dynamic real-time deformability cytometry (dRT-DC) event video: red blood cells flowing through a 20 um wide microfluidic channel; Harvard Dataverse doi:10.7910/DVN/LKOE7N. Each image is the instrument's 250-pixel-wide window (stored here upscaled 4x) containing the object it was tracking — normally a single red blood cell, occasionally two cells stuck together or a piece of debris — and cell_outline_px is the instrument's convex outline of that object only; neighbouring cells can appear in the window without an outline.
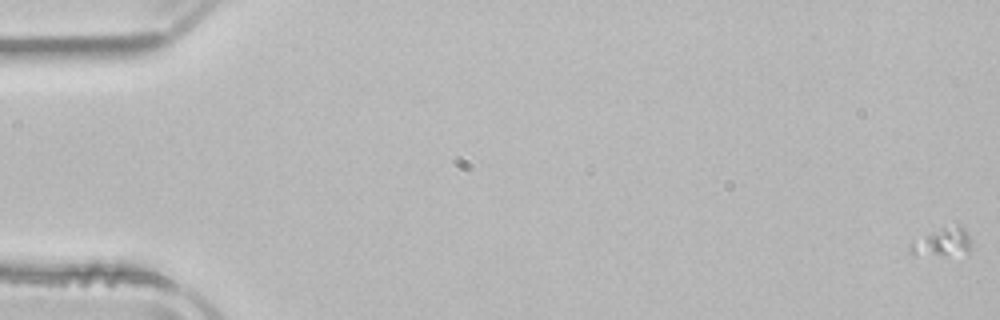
{"species": "common noctule bat (a hibernating species)", "species_latin": "Nyctalus noctula", "temperature_condition": "room temperature", "stored_images_in_passage": 54, "camera_frame_rate_fps": 3000, "um_per_image_px": 0.085, "animal": {"sex": "male", "body_mass_g": 21.5, "forearm_length_mm": 52.0}, "frame": {"image": 1, "passage_image": 1, "time_ms": 0.0, "image_size_px": [1000, 320], "cell_outline_px": [[972, 248], [968, 256], [912, 256], [908, 252], [908, 244], [944, 228], [956, 224], [960, 224], [968, 232], [972, 244]], "centroid_in_image_um": [80.18, 20.68], "position_along_channel_um": 4.8, "area_um2": 10.69}}
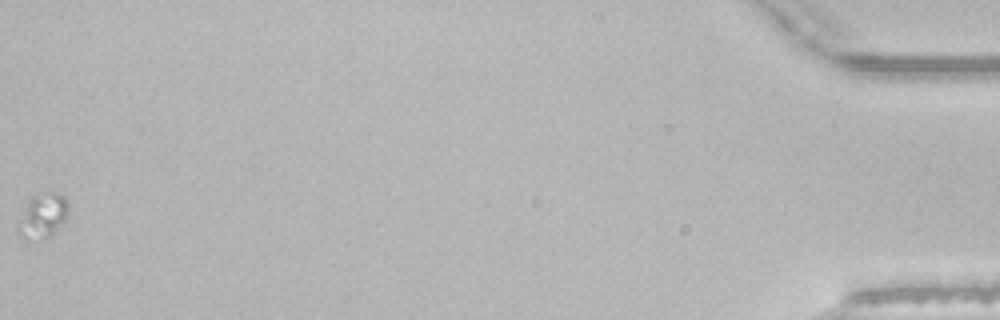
{"frame": {"image": 2, "passage_image": 54, "time_ms": 17.667, "image_size_px": [1000, 320], "cell_outline_px": [[68, 212], [64, 220], [44, 240], [24, 240], [16, 232], [28, 200], [32, 196], [48, 192], [56, 192], [64, 196], [68, 200]], "centroid_in_image_um": [3.62, 18.35], "position_along_channel_um": 431.6, "area_um2": 12.89}}